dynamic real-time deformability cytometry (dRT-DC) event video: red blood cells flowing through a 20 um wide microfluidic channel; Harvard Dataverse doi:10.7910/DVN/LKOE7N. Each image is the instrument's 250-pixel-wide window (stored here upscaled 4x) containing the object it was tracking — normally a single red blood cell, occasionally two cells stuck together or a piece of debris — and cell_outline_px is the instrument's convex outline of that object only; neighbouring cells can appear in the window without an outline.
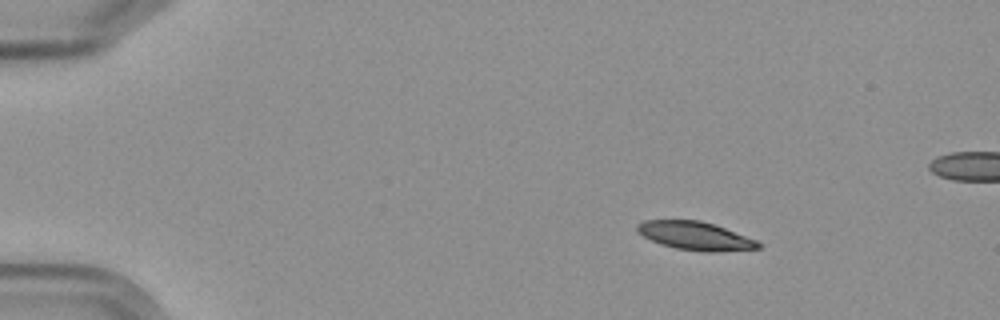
{"species": "Egyptian fruit bat (a non-hibernating species)", "species_latin": "Rousettus aegyptiacus", "temperature_condition": "cold", "stored_images_in_passage": 5, "camera_frame_rate_fps": 3000, "um_per_image_px": 0.085, "frame": {"image": 1, "passage_image": 1, "time_ms": 0.0, "image_size_px": [1000, 320], "cell_outline_px": [[764, 244], [760, 248], [716, 252], [704, 252], [676, 248], [660, 244], [636, 232], [636, 224], [644, 220], [700, 220], [724, 228], [756, 240]], "centroid_in_image_um": [59.08, 20.05], "position_along_channel_um": 25.9, "area_um2": 19.94}}
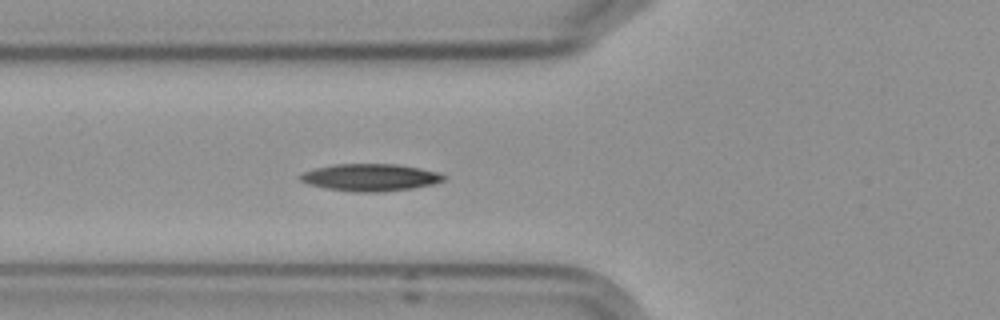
{"frame": {"image": 2, "passage_image": 5, "time_ms": 4.333, "image_size_px": [1000, 320], "cell_outline_px": [[448, 176], [444, 180], [432, 184], [412, 188], [380, 192], [352, 192], [328, 188], [308, 184], [300, 180], [300, 176], [304, 172], [316, 168], [332, 164], [396, 164], [420, 168], [440, 172]], "centroid_in_image_um": [31.51, 15.08], "position_along_channel_um": 94.3, "area_um2": 22.72}}